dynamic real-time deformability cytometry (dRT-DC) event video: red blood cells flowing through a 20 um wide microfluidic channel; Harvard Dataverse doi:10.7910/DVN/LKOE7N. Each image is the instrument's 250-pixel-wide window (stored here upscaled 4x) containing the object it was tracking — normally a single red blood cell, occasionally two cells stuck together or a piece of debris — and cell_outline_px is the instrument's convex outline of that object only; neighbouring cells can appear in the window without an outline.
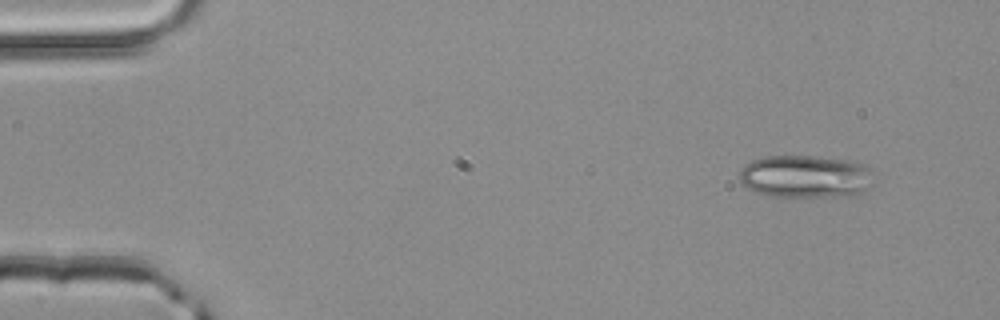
{"species": "common noctule bat (a hibernating species)", "species_latin": "Nyctalus noctula", "temperature_condition": "room temperature", "stored_images_in_passage": 2, "camera_frame_rate_fps": 3000, "um_per_image_px": 0.085, "animal": {"sex": "male", "body_mass_g": 20.4}, "frame": {"image": 1, "passage_image": 1, "time_ms": 0.0, "image_size_px": [1000, 320], "cell_outline_px": [[876, 184], [852, 196], [776, 196], [756, 192], [748, 188], [740, 180], [740, 168], [744, 164], [752, 160], [764, 156], [812, 156], [856, 160], [864, 164]], "centroid_in_image_um": [68.49, 14.98], "position_along_channel_um": 16.5, "area_um2": 33.58}}